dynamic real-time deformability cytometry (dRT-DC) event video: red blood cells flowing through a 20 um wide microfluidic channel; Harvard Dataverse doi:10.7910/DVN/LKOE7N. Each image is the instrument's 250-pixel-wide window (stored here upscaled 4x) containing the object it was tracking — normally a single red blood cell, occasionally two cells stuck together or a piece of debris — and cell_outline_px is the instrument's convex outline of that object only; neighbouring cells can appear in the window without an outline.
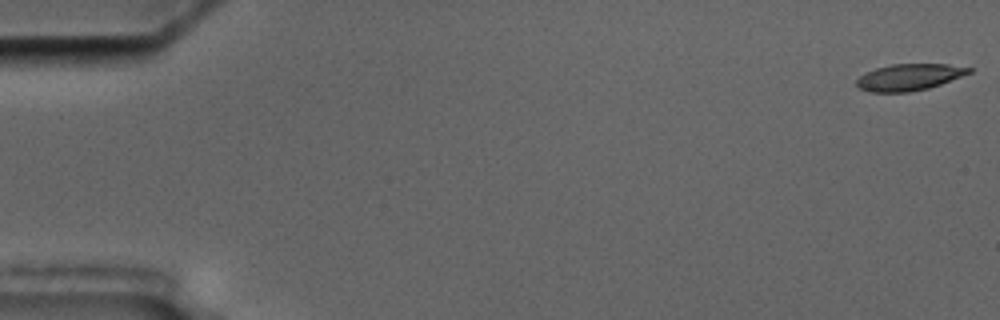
{"species": "common noctule bat (a hibernating species)", "species_latin": "Nyctalus noctula", "temperature_condition": "cold", "stored_images_in_passage": 3, "camera_frame_rate_fps": 3000, "um_per_image_px": 0.085, "animal": {"sex": "male", "body_mass_g": 17.5, "forearm_length_mm": 52.3}, "frame": {"image": 1, "passage_image": 1, "time_ms": 0.0, "image_size_px": [1000, 320], "cell_outline_px": [[972, 72], [940, 84], [928, 88], [908, 92], [868, 92], [860, 88], [856, 84], [856, 80], [864, 72], [876, 68], [892, 64], [948, 64], [972, 68]], "centroid_in_image_um": [77.25, 6.55], "position_along_channel_um": 7.7, "area_um2": 17.34}}